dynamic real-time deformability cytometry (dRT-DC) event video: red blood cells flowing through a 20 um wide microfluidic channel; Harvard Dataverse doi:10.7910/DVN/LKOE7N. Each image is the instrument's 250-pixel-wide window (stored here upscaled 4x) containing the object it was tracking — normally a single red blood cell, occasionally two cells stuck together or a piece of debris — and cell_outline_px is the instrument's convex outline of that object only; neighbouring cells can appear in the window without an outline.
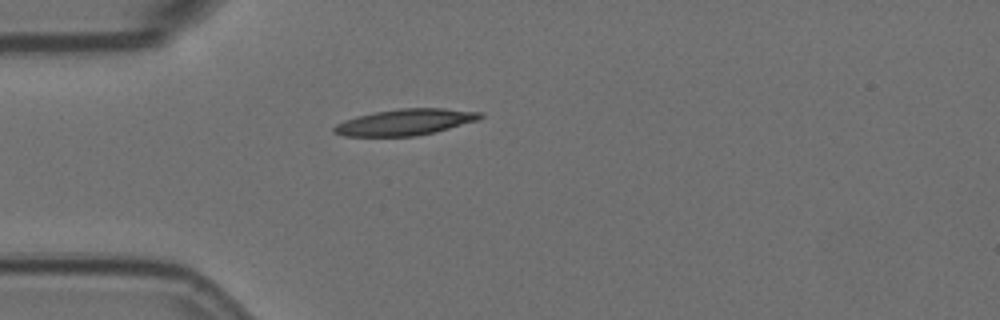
{"species": "Egyptian fruit bat (a non-hibernating species)", "species_latin": "Rousettus aegyptiacus", "temperature_condition": "room temperature", "stored_images_in_passage": 42, "camera_frame_rate_fps": 3000, "um_per_image_px": 0.085, "animal": {"sex": "female"}, "frame": {"image": 1, "passage_image": 1, "time_ms": 0.0, "image_size_px": [1000, 320], "cell_outline_px": [[484, 116], [480, 120], [436, 132], [416, 136], [344, 136], [332, 132], [332, 128], [336, 124], [344, 120], [356, 116], [376, 112], [400, 108], [444, 108], [484, 112]], "centroid_in_image_um": [34.49, 10.38], "position_along_channel_um": 50.5, "area_um2": 22.6}}
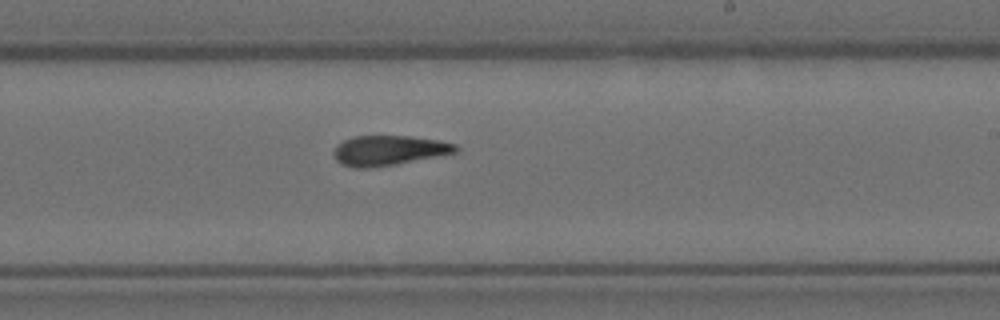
{"frame": {"image": 2, "passage_image": 19, "time_ms": 6.0, "image_size_px": [1000, 320], "cell_outline_px": [[460, 148], [456, 152], [392, 164], [368, 168], [356, 168], [340, 164], [336, 160], [332, 152], [336, 144], [352, 136], [412, 136], [440, 140], [456, 144]], "centroid_in_image_um": [32.99, 12.77], "position_along_channel_um": 256.0, "area_um2": 21.15}}
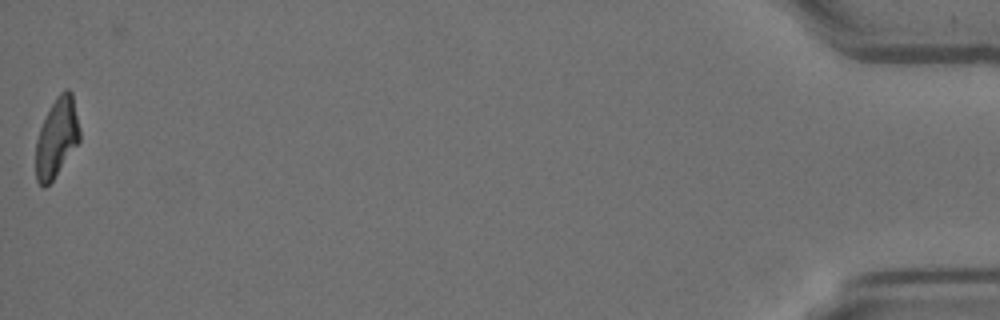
{"frame": {"image": 3, "passage_image": 42, "time_ms": 13.667, "image_size_px": [1000, 320], "cell_outline_px": [[80, 140], [52, 180], [44, 188], [36, 180], [36, 140], [40, 128], [56, 96], [64, 88], [68, 88], [72, 92], [80, 128]], "centroid_in_image_um": [4.83, 11.66], "position_along_channel_um": 430.4, "area_um2": 20.0}, "authors_computed_cell_mechanics": {"area_um2": 21.3282, "velocity_mm_per_s": 3.5743, "shape_relaxation_time_tau1_ms": 7.4312, "shape_relaxation_time_tau2_ms": 4.2109, "deformation_change_tau1": 0.214, "deformation_change_tau2": 0.1334}}